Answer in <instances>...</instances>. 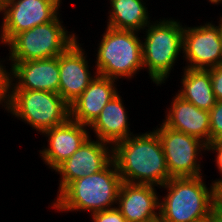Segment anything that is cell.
I'll return each mask as SVG.
<instances>
[{
  "label": "cell",
  "mask_w": 222,
  "mask_h": 222,
  "mask_svg": "<svg viewBox=\"0 0 222 222\" xmlns=\"http://www.w3.org/2000/svg\"><path fill=\"white\" fill-rule=\"evenodd\" d=\"M113 160L121 180L127 183L159 189L171 179L160 138L154 130L117 142L113 146Z\"/></svg>",
  "instance_id": "cell-1"
},
{
  "label": "cell",
  "mask_w": 222,
  "mask_h": 222,
  "mask_svg": "<svg viewBox=\"0 0 222 222\" xmlns=\"http://www.w3.org/2000/svg\"><path fill=\"white\" fill-rule=\"evenodd\" d=\"M203 175L198 177L171 178L160 189L159 222H197L211 216L216 205L215 185L206 184Z\"/></svg>",
  "instance_id": "cell-2"
},
{
  "label": "cell",
  "mask_w": 222,
  "mask_h": 222,
  "mask_svg": "<svg viewBox=\"0 0 222 222\" xmlns=\"http://www.w3.org/2000/svg\"><path fill=\"white\" fill-rule=\"evenodd\" d=\"M122 180L112 160L103 170L72 181L51 203L55 212L94 213L117 206Z\"/></svg>",
  "instance_id": "cell-3"
},
{
  "label": "cell",
  "mask_w": 222,
  "mask_h": 222,
  "mask_svg": "<svg viewBox=\"0 0 222 222\" xmlns=\"http://www.w3.org/2000/svg\"><path fill=\"white\" fill-rule=\"evenodd\" d=\"M183 29L180 20L164 17L152 21L141 32L144 34L141 36L143 66L156 86L168 81L178 58L183 54Z\"/></svg>",
  "instance_id": "cell-4"
},
{
  "label": "cell",
  "mask_w": 222,
  "mask_h": 222,
  "mask_svg": "<svg viewBox=\"0 0 222 222\" xmlns=\"http://www.w3.org/2000/svg\"><path fill=\"white\" fill-rule=\"evenodd\" d=\"M139 32L106 26L97 45L95 69L98 75L115 79H132L144 70L142 39ZM139 72V73H138Z\"/></svg>",
  "instance_id": "cell-5"
},
{
  "label": "cell",
  "mask_w": 222,
  "mask_h": 222,
  "mask_svg": "<svg viewBox=\"0 0 222 222\" xmlns=\"http://www.w3.org/2000/svg\"><path fill=\"white\" fill-rule=\"evenodd\" d=\"M4 109L41 134L70 118L69 104L49 91L7 89Z\"/></svg>",
  "instance_id": "cell-6"
},
{
  "label": "cell",
  "mask_w": 222,
  "mask_h": 222,
  "mask_svg": "<svg viewBox=\"0 0 222 222\" xmlns=\"http://www.w3.org/2000/svg\"><path fill=\"white\" fill-rule=\"evenodd\" d=\"M59 13L52 21L17 34L5 47L9 62L49 59L64 53L78 40L74 30L68 32Z\"/></svg>",
  "instance_id": "cell-7"
},
{
  "label": "cell",
  "mask_w": 222,
  "mask_h": 222,
  "mask_svg": "<svg viewBox=\"0 0 222 222\" xmlns=\"http://www.w3.org/2000/svg\"><path fill=\"white\" fill-rule=\"evenodd\" d=\"M158 125L157 128L155 127L156 130L154 128L153 130L160 138L170 177L182 178L203 175L201 160L204 157L202 155L207 151V145L200 139L173 130L163 123ZM200 156L202 157L200 158Z\"/></svg>",
  "instance_id": "cell-8"
},
{
  "label": "cell",
  "mask_w": 222,
  "mask_h": 222,
  "mask_svg": "<svg viewBox=\"0 0 222 222\" xmlns=\"http://www.w3.org/2000/svg\"><path fill=\"white\" fill-rule=\"evenodd\" d=\"M62 3V0H6L0 7L3 17L0 44L5 47L17 34L52 21L62 12Z\"/></svg>",
  "instance_id": "cell-9"
},
{
  "label": "cell",
  "mask_w": 222,
  "mask_h": 222,
  "mask_svg": "<svg viewBox=\"0 0 222 222\" xmlns=\"http://www.w3.org/2000/svg\"><path fill=\"white\" fill-rule=\"evenodd\" d=\"M183 60L187 64L183 68L208 70L222 65V38L219 25L204 22L201 25L184 24Z\"/></svg>",
  "instance_id": "cell-10"
},
{
  "label": "cell",
  "mask_w": 222,
  "mask_h": 222,
  "mask_svg": "<svg viewBox=\"0 0 222 222\" xmlns=\"http://www.w3.org/2000/svg\"><path fill=\"white\" fill-rule=\"evenodd\" d=\"M113 160V146L91 136L54 171L60 175L58 196L72 181L103 170Z\"/></svg>",
  "instance_id": "cell-11"
},
{
  "label": "cell",
  "mask_w": 222,
  "mask_h": 222,
  "mask_svg": "<svg viewBox=\"0 0 222 222\" xmlns=\"http://www.w3.org/2000/svg\"><path fill=\"white\" fill-rule=\"evenodd\" d=\"M75 41L64 53L59 55V90L58 94L70 105L89 86L98 75L90 67V59L82 48L83 44ZM82 44V45H81ZM90 68V69H89Z\"/></svg>",
  "instance_id": "cell-12"
},
{
  "label": "cell",
  "mask_w": 222,
  "mask_h": 222,
  "mask_svg": "<svg viewBox=\"0 0 222 222\" xmlns=\"http://www.w3.org/2000/svg\"><path fill=\"white\" fill-rule=\"evenodd\" d=\"M7 89L59 90V56L49 59L10 62Z\"/></svg>",
  "instance_id": "cell-13"
},
{
  "label": "cell",
  "mask_w": 222,
  "mask_h": 222,
  "mask_svg": "<svg viewBox=\"0 0 222 222\" xmlns=\"http://www.w3.org/2000/svg\"><path fill=\"white\" fill-rule=\"evenodd\" d=\"M90 133L89 126L70 118L65 123L44 131L40 135L46 138L48 145H43L39 151L41 160L47 168L54 171L81 147L91 136Z\"/></svg>",
  "instance_id": "cell-14"
},
{
  "label": "cell",
  "mask_w": 222,
  "mask_h": 222,
  "mask_svg": "<svg viewBox=\"0 0 222 222\" xmlns=\"http://www.w3.org/2000/svg\"><path fill=\"white\" fill-rule=\"evenodd\" d=\"M157 186L122 181L117 208L127 222H159Z\"/></svg>",
  "instance_id": "cell-15"
},
{
  "label": "cell",
  "mask_w": 222,
  "mask_h": 222,
  "mask_svg": "<svg viewBox=\"0 0 222 222\" xmlns=\"http://www.w3.org/2000/svg\"><path fill=\"white\" fill-rule=\"evenodd\" d=\"M174 95L170 106L166 108L162 123L173 130L194 136L208 146L210 144L209 111L197 108L177 93Z\"/></svg>",
  "instance_id": "cell-16"
},
{
  "label": "cell",
  "mask_w": 222,
  "mask_h": 222,
  "mask_svg": "<svg viewBox=\"0 0 222 222\" xmlns=\"http://www.w3.org/2000/svg\"><path fill=\"white\" fill-rule=\"evenodd\" d=\"M115 79L97 75L70 106V119L90 126L105 105L118 93Z\"/></svg>",
  "instance_id": "cell-17"
},
{
  "label": "cell",
  "mask_w": 222,
  "mask_h": 222,
  "mask_svg": "<svg viewBox=\"0 0 222 222\" xmlns=\"http://www.w3.org/2000/svg\"><path fill=\"white\" fill-rule=\"evenodd\" d=\"M122 99L119 93L116 94L89 126V130L94 132V138L111 146L134 135V132H131L128 111Z\"/></svg>",
  "instance_id": "cell-18"
},
{
  "label": "cell",
  "mask_w": 222,
  "mask_h": 222,
  "mask_svg": "<svg viewBox=\"0 0 222 222\" xmlns=\"http://www.w3.org/2000/svg\"><path fill=\"white\" fill-rule=\"evenodd\" d=\"M107 26L117 30L142 32L152 20L147 0H109Z\"/></svg>",
  "instance_id": "cell-19"
},
{
  "label": "cell",
  "mask_w": 222,
  "mask_h": 222,
  "mask_svg": "<svg viewBox=\"0 0 222 222\" xmlns=\"http://www.w3.org/2000/svg\"><path fill=\"white\" fill-rule=\"evenodd\" d=\"M177 94L197 108L210 111L216 104L209 70L183 68Z\"/></svg>",
  "instance_id": "cell-20"
},
{
  "label": "cell",
  "mask_w": 222,
  "mask_h": 222,
  "mask_svg": "<svg viewBox=\"0 0 222 222\" xmlns=\"http://www.w3.org/2000/svg\"><path fill=\"white\" fill-rule=\"evenodd\" d=\"M210 114V143L222 139V100L209 111Z\"/></svg>",
  "instance_id": "cell-21"
},
{
  "label": "cell",
  "mask_w": 222,
  "mask_h": 222,
  "mask_svg": "<svg viewBox=\"0 0 222 222\" xmlns=\"http://www.w3.org/2000/svg\"><path fill=\"white\" fill-rule=\"evenodd\" d=\"M91 222H127L117 207L91 213Z\"/></svg>",
  "instance_id": "cell-22"
},
{
  "label": "cell",
  "mask_w": 222,
  "mask_h": 222,
  "mask_svg": "<svg viewBox=\"0 0 222 222\" xmlns=\"http://www.w3.org/2000/svg\"><path fill=\"white\" fill-rule=\"evenodd\" d=\"M207 151L211 153H216L215 157V165L217 167V172L220 174V178H216L215 180L212 179V182L214 183L215 187L222 181V139L211 142L207 146Z\"/></svg>",
  "instance_id": "cell-23"
},
{
  "label": "cell",
  "mask_w": 222,
  "mask_h": 222,
  "mask_svg": "<svg viewBox=\"0 0 222 222\" xmlns=\"http://www.w3.org/2000/svg\"><path fill=\"white\" fill-rule=\"evenodd\" d=\"M3 59V60H2ZM0 60V106L3 108L6 104L7 99V87H8V68L5 66L7 60L4 57ZM8 67V68H6Z\"/></svg>",
  "instance_id": "cell-24"
},
{
  "label": "cell",
  "mask_w": 222,
  "mask_h": 222,
  "mask_svg": "<svg viewBox=\"0 0 222 222\" xmlns=\"http://www.w3.org/2000/svg\"><path fill=\"white\" fill-rule=\"evenodd\" d=\"M210 71L214 96L217 101L222 100V65L208 69Z\"/></svg>",
  "instance_id": "cell-25"
},
{
  "label": "cell",
  "mask_w": 222,
  "mask_h": 222,
  "mask_svg": "<svg viewBox=\"0 0 222 222\" xmlns=\"http://www.w3.org/2000/svg\"><path fill=\"white\" fill-rule=\"evenodd\" d=\"M216 206L222 209V181L215 187Z\"/></svg>",
  "instance_id": "cell-26"
},
{
  "label": "cell",
  "mask_w": 222,
  "mask_h": 222,
  "mask_svg": "<svg viewBox=\"0 0 222 222\" xmlns=\"http://www.w3.org/2000/svg\"><path fill=\"white\" fill-rule=\"evenodd\" d=\"M212 219L213 222H222V209H220L216 205L212 210Z\"/></svg>",
  "instance_id": "cell-27"
},
{
  "label": "cell",
  "mask_w": 222,
  "mask_h": 222,
  "mask_svg": "<svg viewBox=\"0 0 222 222\" xmlns=\"http://www.w3.org/2000/svg\"><path fill=\"white\" fill-rule=\"evenodd\" d=\"M210 4L219 5L222 4V0H207Z\"/></svg>",
  "instance_id": "cell-28"
},
{
  "label": "cell",
  "mask_w": 222,
  "mask_h": 222,
  "mask_svg": "<svg viewBox=\"0 0 222 222\" xmlns=\"http://www.w3.org/2000/svg\"><path fill=\"white\" fill-rule=\"evenodd\" d=\"M218 25H219V28H220V34H221V38H222V15L219 17L218 19Z\"/></svg>",
  "instance_id": "cell-29"
},
{
  "label": "cell",
  "mask_w": 222,
  "mask_h": 222,
  "mask_svg": "<svg viewBox=\"0 0 222 222\" xmlns=\"http://www.w3.org/2000/svg\"><path fill=\"white\" fill-rule=\"evenodd\" d=\"M197 222H213L212 213H211V216H209L208 218L203 219V220H201V221H197Z\"/></svg>",
  "instance_id": "cell-30"
},
{
  "label": "cell",
  "mask_w": 222,
  "mask_h": 222,
  "mask_svg": "<svg viewBox=\"0 0 222 222\" xmlns=\"http://www.w3.org/2000/svg\"><path fill=\"white\" fill-rule=\"evenodd\" d=\"M6 2V0H0V7Z\"/></svg>",
  "instance_id": "cell-31"
}]
</instances>
